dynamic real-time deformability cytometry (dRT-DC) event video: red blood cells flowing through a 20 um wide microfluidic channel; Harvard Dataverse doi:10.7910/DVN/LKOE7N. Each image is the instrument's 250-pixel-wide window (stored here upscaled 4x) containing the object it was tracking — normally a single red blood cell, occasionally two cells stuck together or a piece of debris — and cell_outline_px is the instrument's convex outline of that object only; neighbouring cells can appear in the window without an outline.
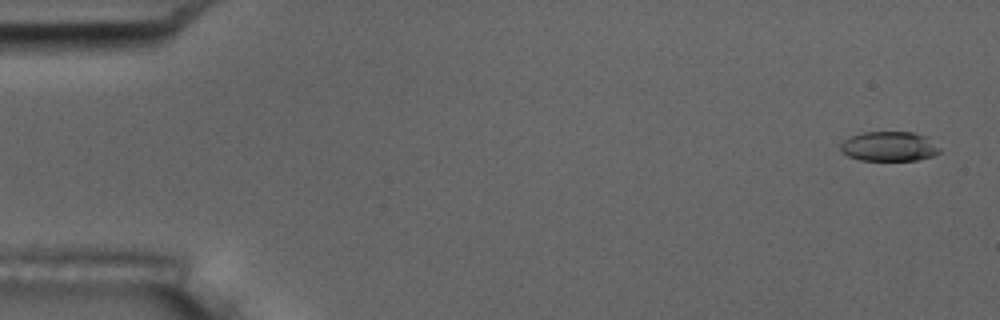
{"species": "common noctule bat (a hibernating species)", "species_latin": "Nyctalus noctula", "temperature_condition": "room temperature", "stored_images_in_passage": 54, "camera_frame_rate_fps": 3000, "um_per_image_px": 0.085, "animal": {"sex": "male", "body_mass_g": 17.5, "forearm_length_mm": 52.3}, "frame": {"image": 1, "passage_image": 2, "time_ms": 0.333, "image_size_px": [1000, 320], "cell_outline_px": [[940, 152], [932, 156], [916, 160], [860, 160], [848, 156], [840, 152], [840, 144], [844, 140], [852, 136], [864, 132], [912, 132], [928, 136], [940, 148]], "centroid_in_image_um": [75.58, 12.44], "position_along_channel_um": 9.4, "area_um2": 17.22}}
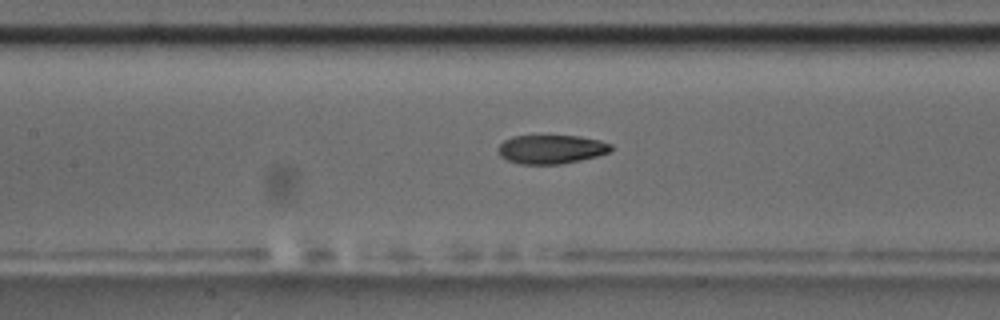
{"frame": {"image": 2, "passage_image": 25, "time_ms": 8.0, "image_size_px": [1000, 320], "cell_outline_px": [[612, 148], [608, 152], [596, 156], [580, 160], [560, 164], [520, 164], [508, 160], [500, 156], [500, 144], [504, 140], [512, 136], [580, 136], [600, 140], [612, 144]], "centroid_in_image_um": [46.87, 12.68], "position_along_channel_um": 160.5, "area_um2": 18.79}}
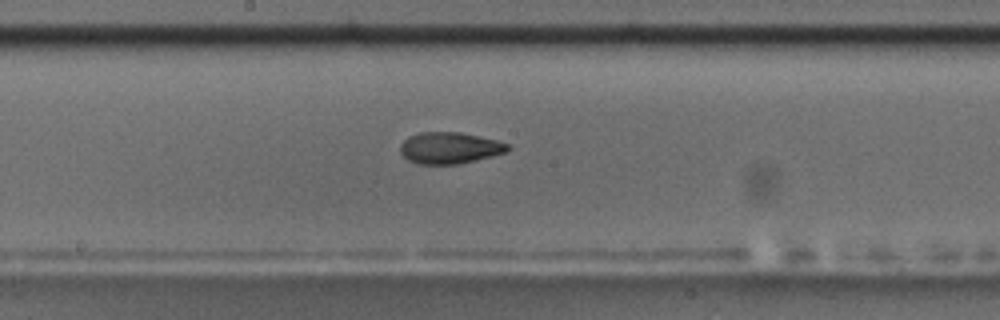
{"frame": {"image": 3, "passage_image": 29, "time_ms": 9.333, "image_size_px": [1000, 320], "cell_outline_px": [[512, 148], [504, 152], [492, 156], [476, 160], [456, 164], [416, 164], [408, 160], [400, 152], [400, 144], [408, 136], [420, 132], [460, 132], [496, 140], [508, 144]], "centroid_in_image_um": [38.19, 12.57], "position_along_channel_um": 210.0, "area_um2": 19.71}, "authors_computed_cell_mechanics": {"area_um2": 19.3341, "velocity_mm_per_s": 3.7326, "shape_relaxation_time_tau1_ms": 4.9852, "shape_relaxation_time_tau2_ms": 2.1921, "deformation_change_tau1": 0.1915, "deformation_change_tau2": 0.0929}}